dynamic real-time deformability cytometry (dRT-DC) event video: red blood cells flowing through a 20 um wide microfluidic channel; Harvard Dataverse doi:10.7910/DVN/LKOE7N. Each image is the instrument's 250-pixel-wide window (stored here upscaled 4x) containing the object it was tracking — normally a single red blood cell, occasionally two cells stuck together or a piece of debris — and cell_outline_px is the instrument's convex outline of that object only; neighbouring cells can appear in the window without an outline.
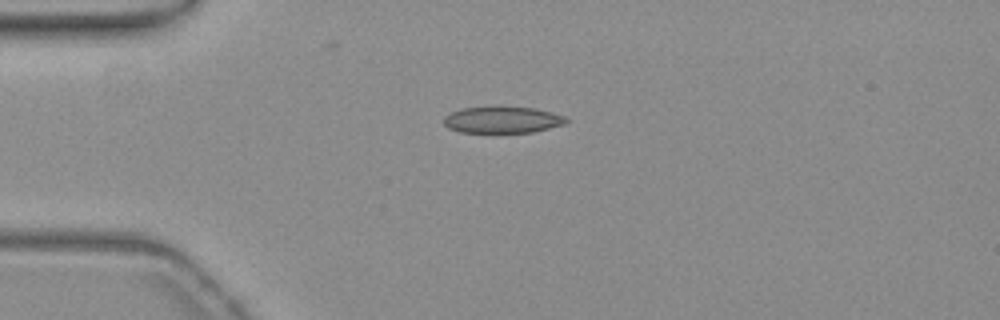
{"species": "common noctule bat (a hibernating species)", "species_latin": "Nyctalus noctula", "temperature_condition": "warm", "stored_images_in_passage": 42, "camera_frame_rate_fps": 3000, "um_per_image_px": 0.085, "animal": {"sex": "female", "body_mass_g": 19.3, "forearm_length_mm": 54.1}, "frame": {"image": 1, "passage_image": 1, "time_ms": 0.0, "image_size_px": [1000, 320], "cell_outline_px": [[568, 120], [564, 124], [532, 132], [460, 132], [448, 128], [444, 124], [444, 116], [452, 112], [464, 108], [532, 108], [564, 116]], "centroid_in_image_um": [42.67, 10.21], "position_along_channel_um": 42.3, "area_um2": 18.21}}
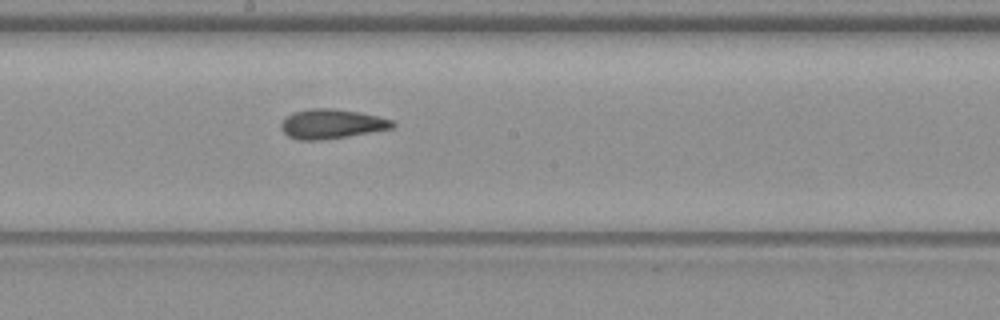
{"frame": {"image": 2, "passage_image": 17, "time_ms": 5.333, "image_size_px": [1000, 320], "cell_outline_px": [[396, 124], [392, 128], [348, 136], [320, 140], [300, 140], [288, 136], [280, 128], [280, 124], [292, 112], [312, 108], [332, 108], [360, 112], [380, 116], [392, 120]], "centroid_in_image_um": [28.19, 10.52], "position_along_channel_um": 220.0, "area_um2": 19.13}}
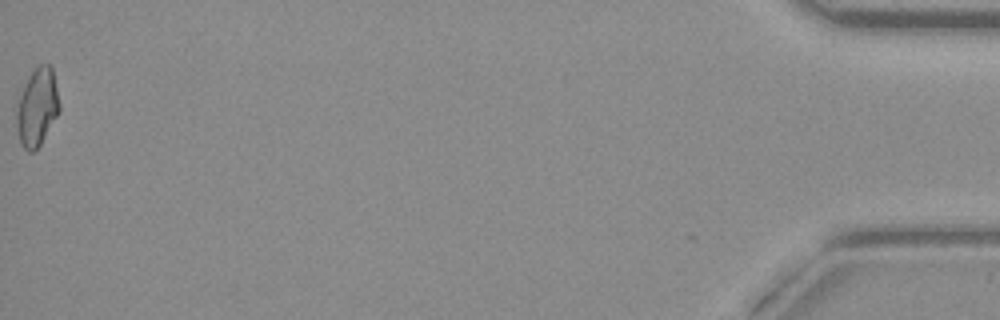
{"frame": {"image": 3, "passage_image": 42, "time_ms": 13.667, "image_size_px": [1000, 320], "cell_outline_px": [[60, 112], [40, 144], [32, 152], [28, 152], [24, 148], [20, 140], [16, 124], [16, 112], [20, 96], [28, 76], [40, 64], [48, 64], [52, 68], [60, 104]], "centroid_in_image_um": [3.17, 9.11], "position_along_channel_um": 432.0, "area_um2": 19.13}, "authors_computed_cell_mechanics": {"area_um2": 18.9006, "velocity_mm_per_s": 3.7996, "shape_relaxation_time_tau1_ms": null, "shape_relaxation_time_tau2_ms": 3.3345, "deformation_change_tau1": null, "deformation_change_tau2": 0.0954}}